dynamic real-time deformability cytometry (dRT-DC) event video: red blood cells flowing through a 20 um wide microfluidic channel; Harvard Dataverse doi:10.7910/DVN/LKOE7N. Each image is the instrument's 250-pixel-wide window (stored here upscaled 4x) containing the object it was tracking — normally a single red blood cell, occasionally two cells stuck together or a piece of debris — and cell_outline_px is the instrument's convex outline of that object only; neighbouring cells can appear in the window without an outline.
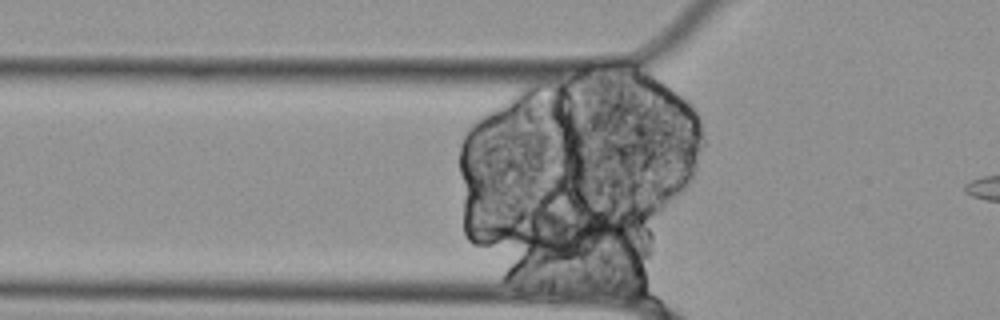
{"species": "Egyptian fruit bat (a non-hibernating species)", "species_latin": "Rousettus aegyptiacus", "temperature_condition": "cold", "stored_images_in_passage": 48, "camera_frame_rate_fps": 3000, "um_per_image_px": 0.085, "animal": {"sex": "female"}, "frame": {"image": 1, "passage_image": 13, "time_ms": 4.0, "image_size_px": [1000, 320], "cell_outline_px": [[632, 232], [580, 260], [552, 260], [528, 244], [524, 240], [528, 228], [548, 208], [552, 208], [596, 212]], "centroid_in_image_um": [48.64, 19.87], "position_along_channel_um": 77.2, "area_um2": 26.93}}
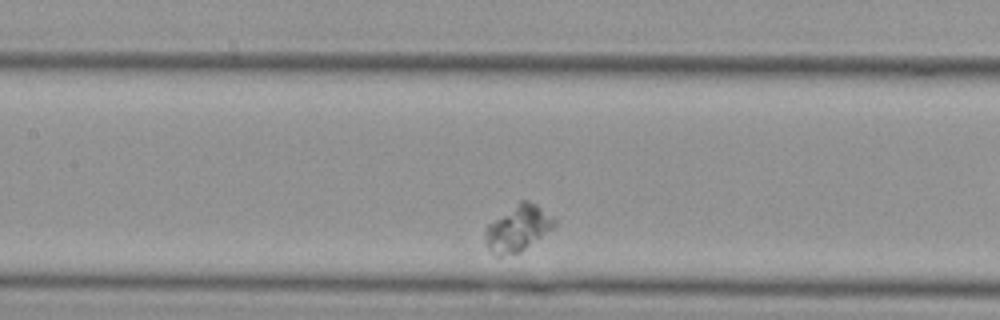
{"frame": {"image": 2, "passage_image": 21, "time_ms": 6.667, "image_size_px": [1000, 320], "cell_outline_px": [[556, 224], [552, 228], [520, 252], [500, 256], [496, 256], [488, 248], [484, 240], [484, 228], [488, 224], [520, 200], [528, 200], [536, 204], [556, 220]], "centroid_in_image_um": [43.97, 19.41], "position_along_channel_um": 163.4, "area_um2": 18.32}}
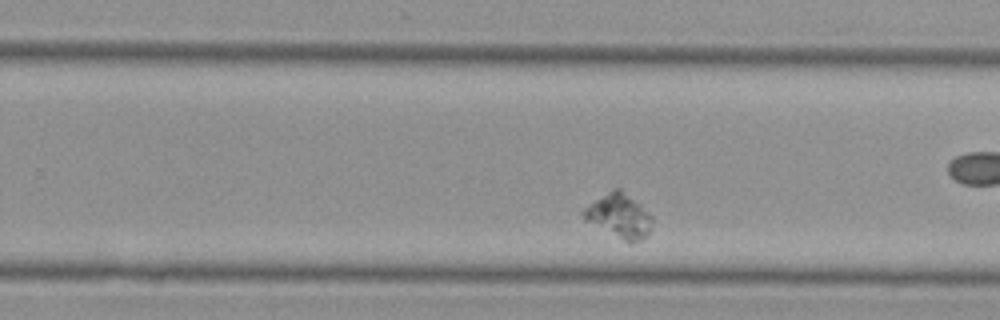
{"frame": {"image": 3, "passage_image": 32, "time_ms": 10.333, "image_size_px": [1000, 320], "cell_outline_px": [[652, 228], [640, 240], [632, 244], [628, 244], [584, 220], [580, 212], [584, 208], [612, 188], [620, 188], [640, 204], [652, 216]], "centroid_in_image_um": [52.62, 18.37], "position_along_channel_um": 277.2, "area_um2": 17.8}}